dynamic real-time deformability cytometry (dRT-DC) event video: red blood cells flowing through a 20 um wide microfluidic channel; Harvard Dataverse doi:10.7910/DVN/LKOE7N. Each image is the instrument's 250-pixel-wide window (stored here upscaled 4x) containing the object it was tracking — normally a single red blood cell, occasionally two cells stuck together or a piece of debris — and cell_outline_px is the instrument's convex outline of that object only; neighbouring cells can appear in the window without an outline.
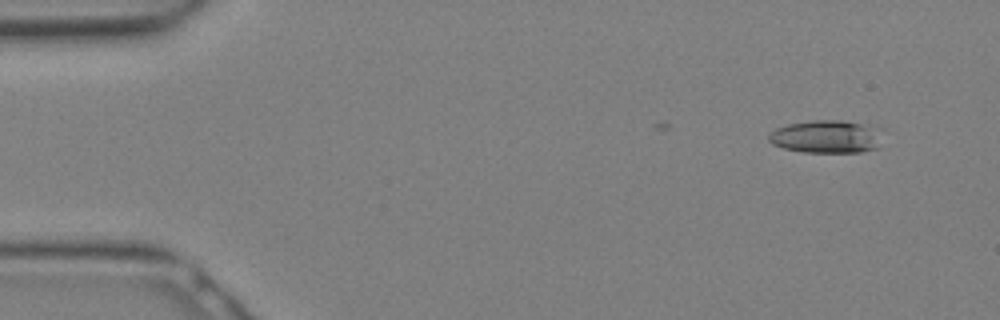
{"species": "Egyptian fruit bat (a non-hibernating species)", "species_latin": "Rousettus aegyptiacus", "temperature_condition": "warm", "stored_images_in_passage": 6, "camera_frame_rate_fps": 3000, "um_per_image_px": 0.085, "animal": {"sex": "female"}, "frame": {"image": 1, "passage_image": 2, "time_ms": 0.333, "image_size_px": [1000, 320], "cell_outline_px": [[888, 128], [876, 148], [860, 152], [804, 152], [784, 148], [772, 144], [768, 140], [768, 136], [776, 128], [788, 124], [812, 120], [840, 120]], "centroid_in_image_um": [70.34, 11.6], "position_along_channel_um": 14.7, "area_um2": 22.25}}